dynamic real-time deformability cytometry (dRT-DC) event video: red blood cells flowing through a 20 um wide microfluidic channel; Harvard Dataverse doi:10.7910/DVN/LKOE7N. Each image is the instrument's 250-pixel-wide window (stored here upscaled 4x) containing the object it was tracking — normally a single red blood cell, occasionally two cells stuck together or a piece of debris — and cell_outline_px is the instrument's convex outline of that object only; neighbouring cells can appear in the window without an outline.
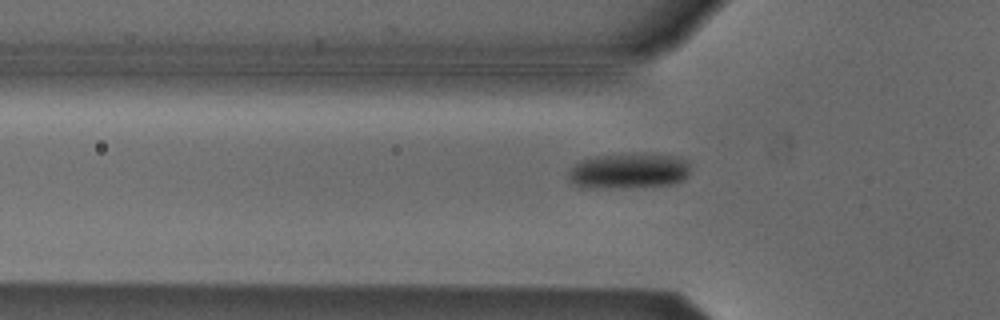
{"species": "Egyptian fruit bat (a non-hibernating species)", "species_latin": "Rousettus aegyptiacus", "temperature_condition": "cold", "stored_images_in_passage": 40, "camera_frame_rate_fps": 3000, "um_per_image_px": 0.085, "animal": {"sex": "male"}, "frame": {"image": 1, "passage_image": 11, "time_ms": 3.333, "image_size_px": [1000, 320], "cell_outline_px": [[688, 176], [684, 180], [672, 184], [620, 188], [576, 184], [568, 176], [568, 172], [580, 160], [596, 156], [644, 152], [652, 152], [676, 156], [688, 160]], "centroid_in_image_um": [53.55, 14.47], "position_along_channel_um": 72.2, "area_um2": 25.09}}
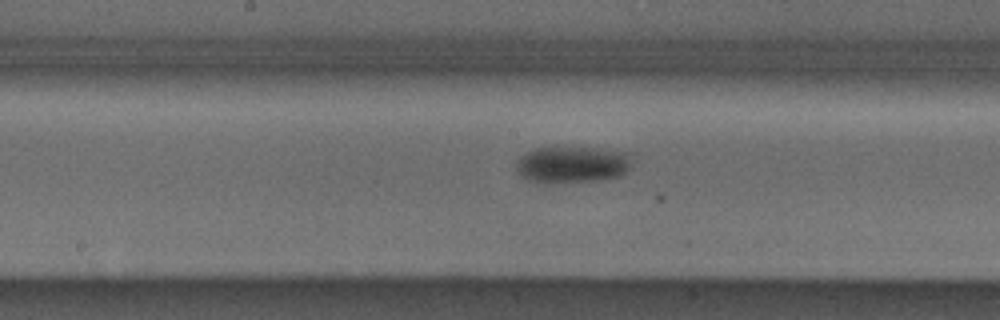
{"frame": {"image": 2, "passage_image": 21, "time_ms": 6.667, "image_size_px": [1000, 320], "cell_outline_px": [[632, 164], [620, 176], [604, 180], [544, 184], [528, 180], [520, 176], [516, 168], [516, 164], [528, 152], [536, 148], [592, 148], [632, 152]], "centroid_in_image_um": [48.69, 14.01], "position_along_channel_um": 199.5, "area_um2": 24.91}}
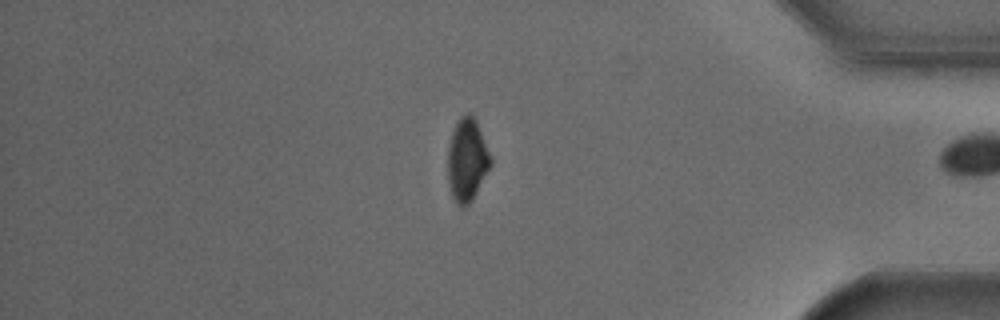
{"frame": {"image": 3, "passage_image": 39, "time_ms": 12.667, "image_size_px": [1000, 320], "cell_outline_px": [[492, 164], [472, 200], [464, 208], [456, 204], [452, 196], [448, 180], [448, 148], [452, 132], [460, 116], [468, 112], [476, 120], [492, 160]], "centroid_in_image_um": [39.7, 13.61], "position_along_channel_um": 395.5, "area_um2": 20.52}, "authors_computed_cell_mechanics": {"area_um2": 24.3338, "velocity_mm_per_s": 3.8148, "shape_relaxation_time_tau1_ms": 11.3328, "shape_relaxation_time_tau2_ms": null, "deformation_change_tau1": 0.17, "deformation_change_tau2": null}}